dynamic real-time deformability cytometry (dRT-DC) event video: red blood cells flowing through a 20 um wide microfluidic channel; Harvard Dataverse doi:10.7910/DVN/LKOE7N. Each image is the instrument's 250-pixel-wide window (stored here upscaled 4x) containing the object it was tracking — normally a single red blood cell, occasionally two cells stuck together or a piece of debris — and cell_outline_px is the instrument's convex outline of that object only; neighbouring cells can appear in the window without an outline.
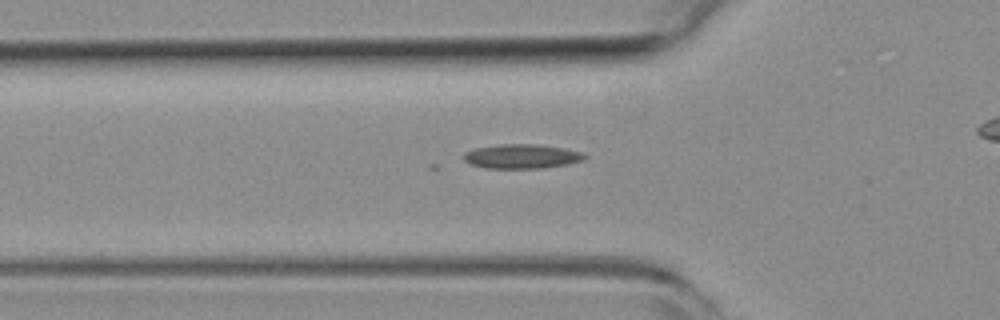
{"species": "common noctule bat (a hibernating species)", "species_latin": "Nyctalus noctula", "temperature_condition": "room temperature", "stored_images_in_passage": 38, "camera_frame_rate_fps": 3000, "um_per_image_px": 0.085, "animal": {"sex": "female", "body_mass_g": 19.3, "forearm_length_mm": 54.1}, "frame": {"image": 1, "passage_image": 10, "time_ms": 3.0, "image_size_px": [1000, 320], "cell_outline_px": [[588, 156], [584, 160], [568, 164], [544, 168], [484, 168], [468, 164], [464, 160], [464, 152], [476, 148], [504, 144], [536, 144], [564, 148], [584, 152]], "centroid_in_image_um": [44.38, 13.29], "position_along_channel_um": 81.4, "area_um2": 17.28}}
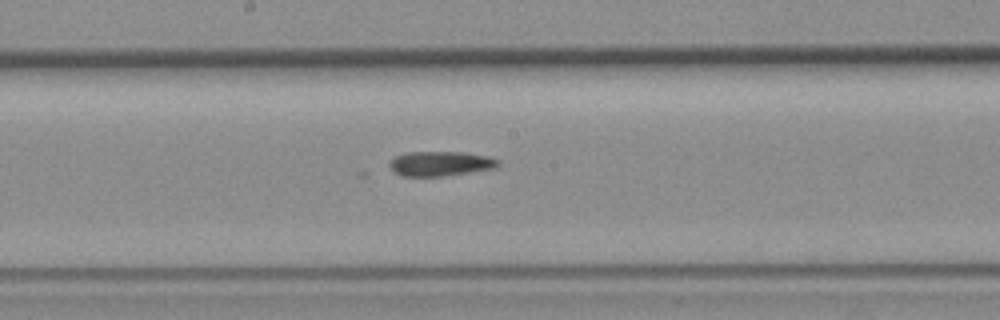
{"frame": {"image": 2, "passage_image": 20, "time_ms": 6.333, "image_size_px": [1000, 320], "cell_outline_px": [[500, 164], [496, 168], [444, 176], [400, 176], [392, 172], [388, 164], [396, 156], [404, 152], [464, 152], [488, 156], [500, 160]], "centroid_in_image_um": [37.42, 13.91], "position_along_channel_um": 210.8, "area_um2": 15.84}}
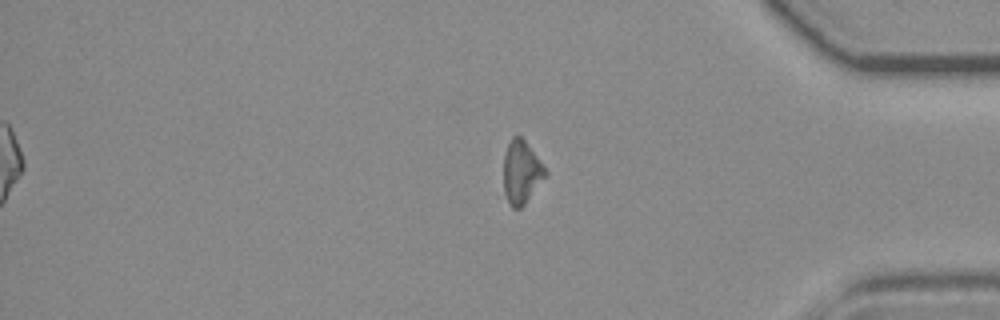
{"frame": {"image": 3, "passage_image": 36, "time_ms": 11.667, "image_size_px": [1000, 320], "cell_outline_px": [[548, 172], [524, 204], [520, 208], [512, 208], [496, 196], [504, 156], [508, 144], [512, 136], [520, 136], [524, 140]], "centroid_in_image_um": [44.14, 14.76], "position_along_channel_um": 391.1, "area_um2": 16.47}}